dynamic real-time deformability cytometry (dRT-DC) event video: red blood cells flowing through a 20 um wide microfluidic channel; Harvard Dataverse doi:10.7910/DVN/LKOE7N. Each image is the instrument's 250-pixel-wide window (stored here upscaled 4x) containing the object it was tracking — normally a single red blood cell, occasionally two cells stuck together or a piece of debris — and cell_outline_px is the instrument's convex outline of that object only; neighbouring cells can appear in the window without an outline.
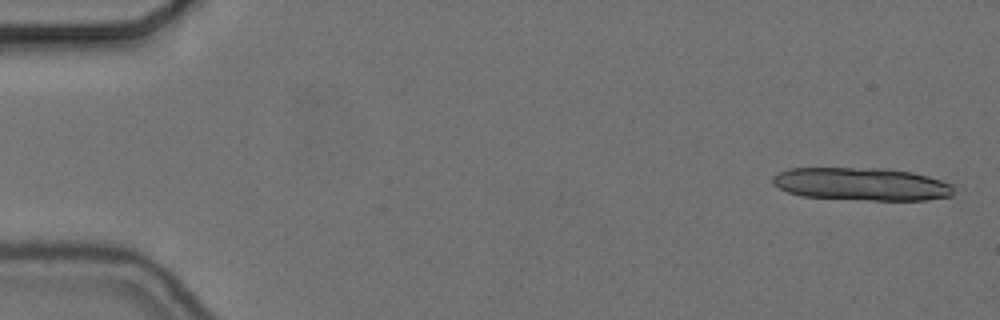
{"species": "common noctule bat (a hibernating species)", "species_latin": "Nyctalus noctula", "temperature_condition": "cold", "stored_images_in_passage": 16, "camera_frame_rate_fps": 3000, "um_per_image_px": 0.085, "animal": {"sex": "female", "body_mass_g": 24.6, "forearm_length_mm": 56.2}, "frame": {"image": 1, "passage_image": 2, "time_ms": 0.333, "image_size_px": [1000, 320], "cell_outline_px": [[952, 196], [928, 200], [868, 200], [800, 196], [788, 192], [772, 184], [772, 176], [788, 168], [880, 168], [912, 172], [928, 176], [952, 184]], "centroid_in_image_um": [73.21, 15.65], "position_along_channel_um": 11.8, "area_um2": 34.68}}